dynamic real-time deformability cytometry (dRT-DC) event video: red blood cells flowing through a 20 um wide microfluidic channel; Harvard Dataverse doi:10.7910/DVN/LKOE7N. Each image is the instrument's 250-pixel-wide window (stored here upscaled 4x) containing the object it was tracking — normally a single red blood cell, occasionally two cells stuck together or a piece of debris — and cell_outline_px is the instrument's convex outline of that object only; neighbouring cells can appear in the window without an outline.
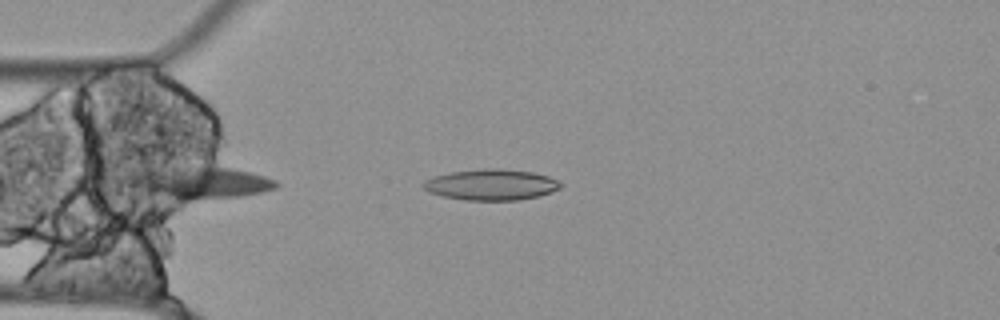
{"species": "Egyptian fruit bat (a non-hibernating species)", "species_latin": "Rousettus aegyptiacus", "temperature_condition": "cold", "stored_images_in_passage": 13, "camera_frame_rate_fps": 3000, "um_per_image_px": 0.085, "animal": {"sex": "female"}, "frame": {"image": 1, "passage_image": 3, "time_ms": 0.667, "image_size_px": [1000, 320], "cell_outline_px": [[564, 184], [560, 188], [536, 196], [520, 200], [464, 200], [444, 196], [428, 192], [420, 184], [424, 180], [436, 176], [452, 172], [484, 168], [500, 168], [532, 172], [548, 176]], "centroid_in_image_um": [41.73, 15.69], "position_along_channel_um": 43.3, "area_um2": 24.62}}
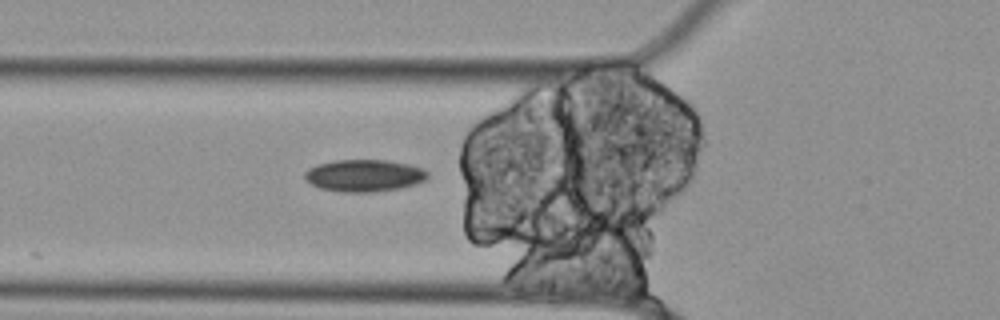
{"frame": {"image": 2, "passage_image": 8, "time_ms": 2.333, "image_size_px": [1000, 320], "cell_outline_px": [[428, 180], [416, 184], [400, 188], [372, 192], [344, 192], [320, 188], [304, 180], [304, 172], [308, 168], [316, 164], [336, 160], [388, 160], [408, 164], [424, 168], [428, 172]], "centroid_in_image_um": [30.97, 14.92], "position_along_channel_um": 94.8, "area_um2": 23.24}}
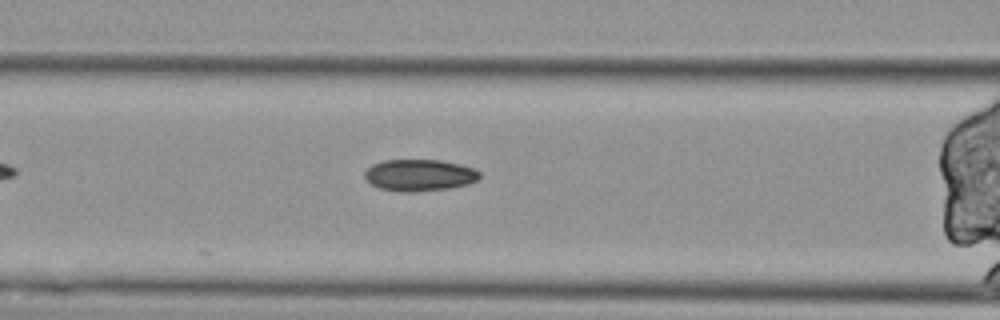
{"frame": {"image": 3, "passage_image": 11, "time_ms": 3.333, "image_size_px": [1000, 320], "cell_outline_px": [[480, 176], [476, 180], [468, 184], [448, 188], [408, 192], [400, 192], [380, 188], [372, 184], [364, 176], [364, 172], [372, 164], [384, 160], [440, 160], [460, 164], [472, 168], [480, 172]], "centroid_in_image_um": [35.64, 14.88], "position_along_channel_um": 131.0, "area_um2": 21.04}}